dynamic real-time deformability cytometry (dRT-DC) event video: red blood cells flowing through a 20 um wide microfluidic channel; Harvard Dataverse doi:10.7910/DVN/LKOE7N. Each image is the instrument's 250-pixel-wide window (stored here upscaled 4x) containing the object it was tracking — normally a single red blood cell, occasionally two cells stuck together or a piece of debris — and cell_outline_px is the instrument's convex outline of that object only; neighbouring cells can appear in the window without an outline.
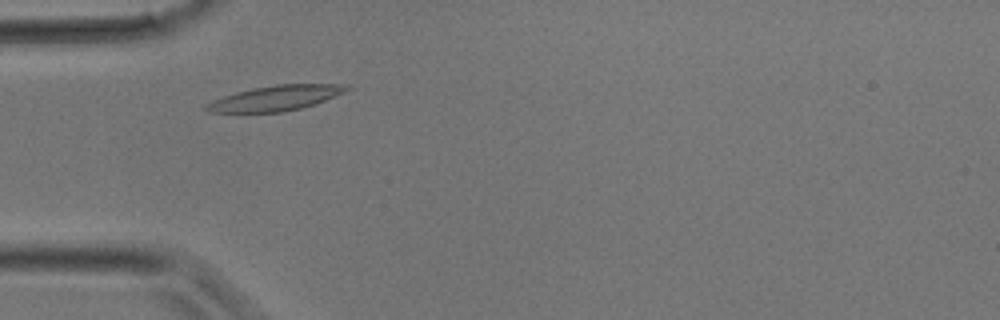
{"species": "common noctule bat (a hibernating species)", "species_latin": "Nyctalus noctula", "temperature_condition": "room temperature", "stored_images_in_passage": 29, "camera_frame_rate_fps": 3000, "um_per_image_px": 0.085, "animal": {"sex": "male", "body_mass_g": 17.9}, "frame": {"image": 1, "passage_image": 5, "time_ms": 1.333, "image_size_px": [1000, 320], "cell_outline_px": [[352, 88], [344, 92], [324, 100], [300, 108], [280, 112], [208, 112], [204, 108], [204, 104], [212, 100], [236, 92], [252, 88], [276, 84], [340, 84]], "centroid_in_image_um": [23.36, 8.33], "position_along_channel_um": 61.6, "area_um2": 20.29}}
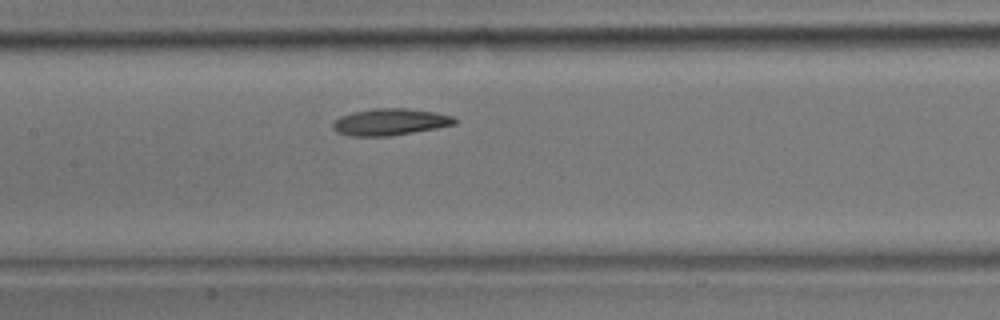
{"frame": {"image": 2, "passage_image": 11, "time_ms": 3.333, "image_size_px": [1000, 320], "cell_outline_px": [[456, 124], [436, 128], [392, 136], [348, 136], [336, 132], [332, 128], [332, 124], [340, 116], [352, 112], [372, 108], [408, 108], [436, 112], [452, 116], [456, 120]], "centroid_in_image_um": [33.13, 10.36], "position_along_channel_um": 174.3, "area_um2": 19.13}}
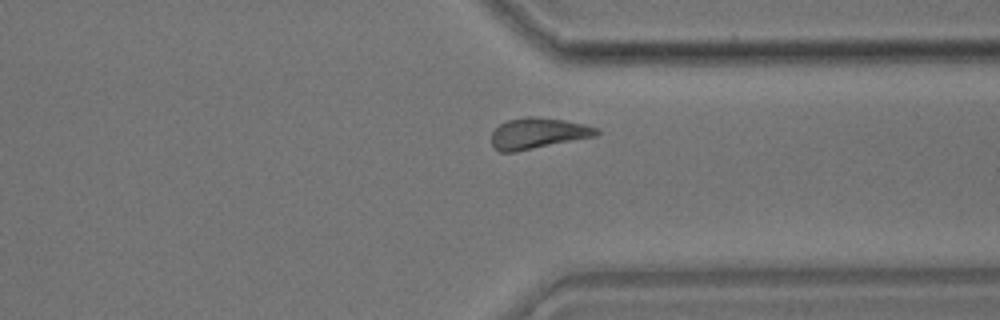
{"frame": {"image": 3, "passage_image": 21, "time_ms": 6.667, "image_size_px": [1000, 320], "cell_outline_px": [[600, 132], [596, 136], [516, 152], [500, 152], [492, 144], [492, 132], [500, 124], [508, 120], [524, 116], [532, 116], [564, 120], [584, 124], [600, 128]], "centroid_in_image_um": [45.75, 11.33], "position_along_channel_um": 365.7, "area_um2": 18.96}}